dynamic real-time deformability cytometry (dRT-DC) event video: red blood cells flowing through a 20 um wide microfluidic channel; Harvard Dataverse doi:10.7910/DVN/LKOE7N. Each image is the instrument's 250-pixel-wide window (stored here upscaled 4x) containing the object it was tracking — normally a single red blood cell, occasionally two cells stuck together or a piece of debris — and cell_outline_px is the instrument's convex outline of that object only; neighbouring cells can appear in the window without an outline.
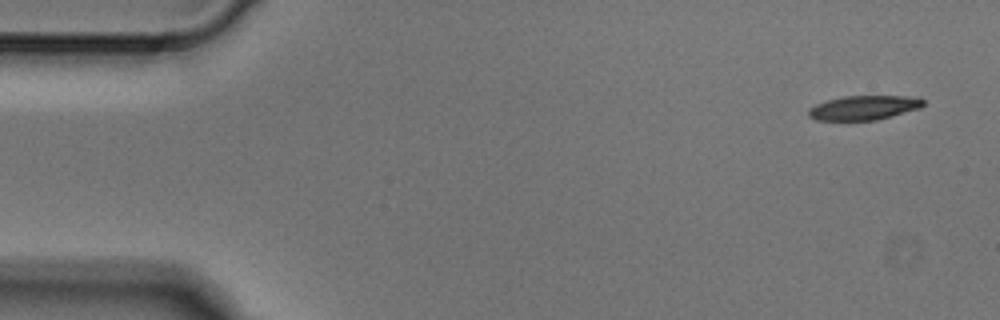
{"species": "Egyptian fruit bat (a non-hibernating species)", "species_latin": "Rousettus aegyptiacus", "temperature_condition": "cold", "stored_images_in_passage": 5, "segment_of_instrument_passage": [1, 2], "camera_frame_rate_fps": 3000, "um_per_image_px": 0.085, "animal": {"sex": "male"}, "frame": {"image": 1, "passage_image": 1, "time_ms": 0.0, "image_size_px": [1000, 320], "cell_outline_px": [[924, 104], [920, 108], [892, 116], [876, 120], [816, 120], [808, 116], [808, 108], [824, 100], [844, 96], [920, 96], [924, 100]], "centroid_in_image_um": [73.43, 9.14], "position_along_channel_um": 11.6, "area_um2": 16.47}}